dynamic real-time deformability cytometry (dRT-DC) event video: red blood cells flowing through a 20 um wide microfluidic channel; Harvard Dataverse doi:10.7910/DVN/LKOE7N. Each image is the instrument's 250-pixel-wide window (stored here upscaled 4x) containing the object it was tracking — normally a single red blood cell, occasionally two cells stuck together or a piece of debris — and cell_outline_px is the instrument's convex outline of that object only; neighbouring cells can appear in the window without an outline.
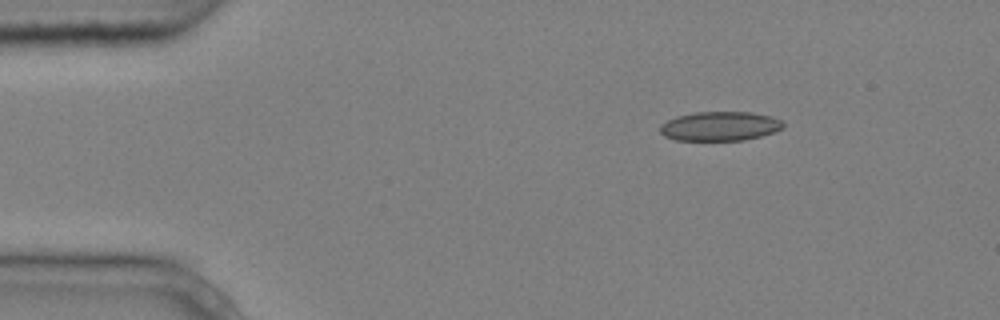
{"species": "common noctule bat (a hibernating species)", "species_latin": "Nyctalus noctula", "temperature_condition": "cold", "stored_images_in_passage": 3, "camera_frame_rate_fps": 3000, "um_per_image_px": 0.085, "animal": {"sex": "male", "body_mass_g": 20.4}, "frame": {"image": 1, "passage_image": 1, "time_ms": 0.0, "image_size_px": [1000, 320], "cell_outline_px": [[784, 128], [760, 136], [744, 140], [676, 140], [664, 136], [660, 132], [660, 124], [676, 116], [696, 112], [752, 112], [772, 116], [780, 120], [784, 124]], "centroid_in_image_um": [61.18, 10.72], "position_along_channel_um": 23.8, "area_um2": 20.98}}